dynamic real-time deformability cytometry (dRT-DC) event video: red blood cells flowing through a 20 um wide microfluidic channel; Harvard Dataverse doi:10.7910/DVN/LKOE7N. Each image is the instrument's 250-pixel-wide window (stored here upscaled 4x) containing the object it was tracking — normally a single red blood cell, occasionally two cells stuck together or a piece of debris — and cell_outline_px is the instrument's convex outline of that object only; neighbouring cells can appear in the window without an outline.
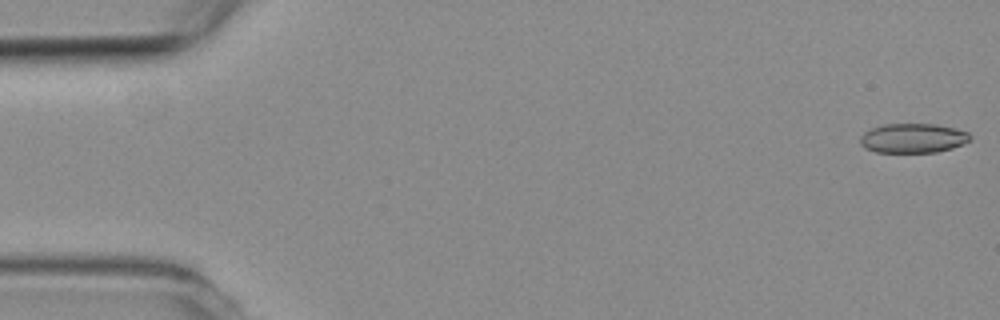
{"species": "common noctule bat (a hibernating species)", "species_latin": "Nyctalus noctula", "temperature_condition": "room temperature", "stored_images_in_passage": 4, "camera_frame_rate_fps": 3000, "um_per_image_px": 0.085, "animal": {"sex": "female", "body_mass_g": 19.3, "forearm_length_mm": 54.1}, "frame": {"image": 1, "passage_image": 1, "time_ms": 0.0, "image_size_px": [1000, 320], "cell_outline_px": [[972, 140], [952, 148], [936, 152], [876, 152], [864, 148], [860, 144], [860, 136], [864, 132], [872, 128], [884, 124], [936, 124], [956, 128], [968, 132], [972, 136]], "centroid_in_image_um": [77.62, 11.74], "position_along_channel_um": 7.4, "area_um2": 19.02}}
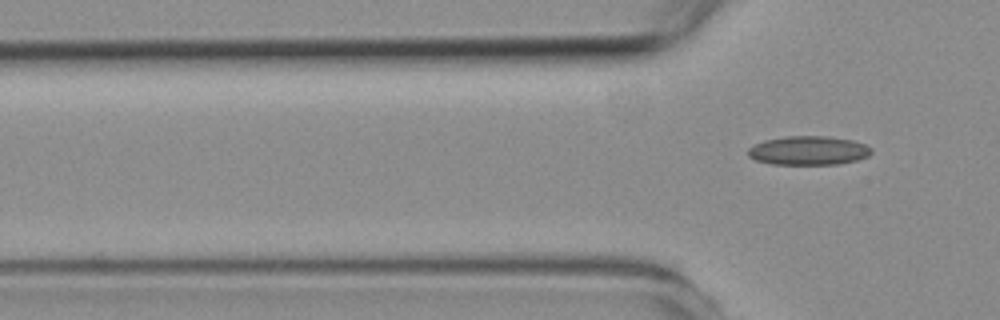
{"frame": {"image": 2, "passage_image": 4, "time_ms": 4.667, "image_size_px": [1000, 320], "cell_outline_px": [[872, 152], [868, 156], [856, 160], [840, 164], [772, 164], [756, 160], [748, 156], [748, 148], [764, 140], [784, 136], [824, 136], [852, 140], [864, 144], [872, 148]], "centroid_in_image_um": [68.72, 12.79], "position_along_channel_um": 57.1, "area_um2": 20.75}}